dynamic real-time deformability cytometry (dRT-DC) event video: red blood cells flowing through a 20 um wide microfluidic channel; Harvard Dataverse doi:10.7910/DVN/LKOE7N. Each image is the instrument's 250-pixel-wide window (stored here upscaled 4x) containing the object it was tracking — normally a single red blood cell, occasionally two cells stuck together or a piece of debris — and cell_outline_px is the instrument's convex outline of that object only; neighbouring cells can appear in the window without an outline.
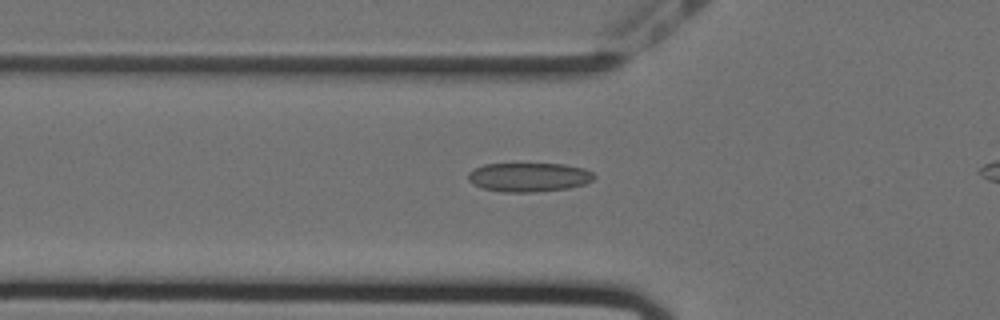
{"species": "Egyptian fruit bat (a non-hibernating species)", "species_latin": "Rousettus aegyptiacus", "temperature_condition": "cold", "stored_images_in_passage": 34, "camera_frame_rate_fps": 3000, "um_per_image_px": 0.085, "animal": {"sex": "female"}, "frame": {"image": 1, "passage_image": 4, "time_ms": 1.0, "image_size_px": [1000, 320], "cell_outline_px": [[596, 176], [592, 180], [584, 184], [568, 188], [536, 192], [504, 192], [484, 188], [472, 184], [468, 180], [468, 172], [484, 164], [564, 164], [584, 168], [592, 172]], "centroid_in_image_um": [44.96, 15.06], "position_along_channel_um": 80.8, "area_um2": 21.27}}
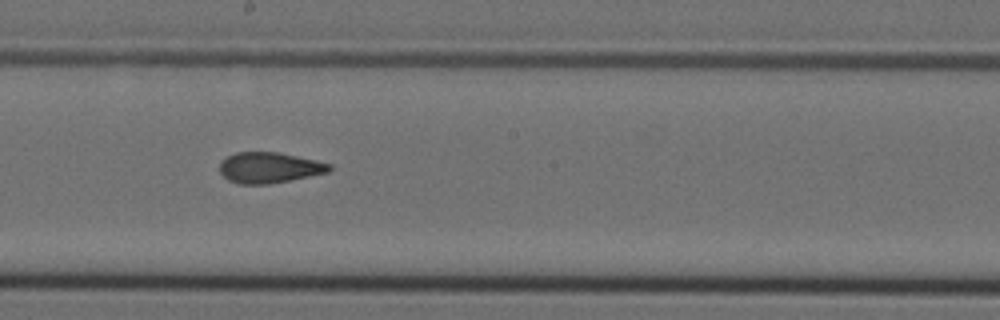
{"frame": {"image": 2, "passage_image": 16, "time_ms": 5.0, "image_size_px": [1000, 320], "cell_outline_px": [[332, 168], [328, 172], [268, 184], [240, 184], [228, 180], [220, 172], [220, 160], [236, 152], [276, 152], [316, 160], [332, 164]], "centroid_in_image_um": [22.86, 14.24], "position_along_channel_um": 225.3, "area_um2": 19.48}}
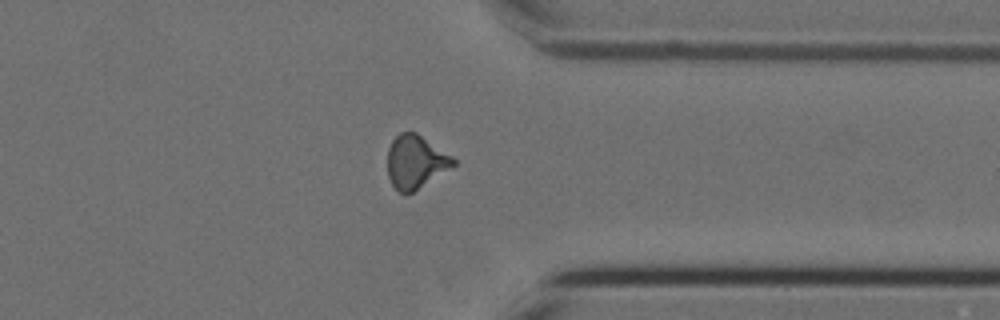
{"frame": {"image": 3, "passage_image": 29, "time_ms": 9.333, "image_size_px": [1000, 320], "cell_outline_px": [[456, 164], [412, 192], [404, 196], [392, 184], [388, 176], [388, 148], [392, 140], [400, 132], [416, 132], [452, 156], [456, 160]], "centroid_in_image_um": [35.3, 13.75], "position_along_channel_um": 376.1, "area_um2": 20.17}}